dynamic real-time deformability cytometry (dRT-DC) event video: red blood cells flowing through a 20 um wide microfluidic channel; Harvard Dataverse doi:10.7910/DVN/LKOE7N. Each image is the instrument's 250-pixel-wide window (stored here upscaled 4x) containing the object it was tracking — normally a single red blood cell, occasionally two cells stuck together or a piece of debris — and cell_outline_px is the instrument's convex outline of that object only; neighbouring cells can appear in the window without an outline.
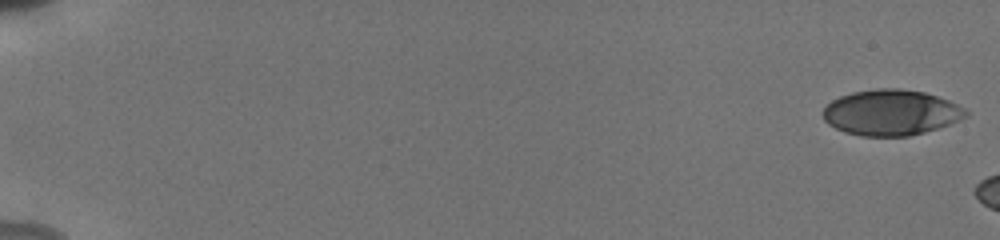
{"species": "human", "species_latin": "Homo sapiens", "temperature_condition": "cold", "stored_images_in_passage": 8, "camera_frame_rate_fps": 3000, "um_per_image_px": 0.085, "donor": {"sex": "male"}, "frame": {"image": 1, "passage_image": 1, "time_ms": 0.0, "image_size_px": [1000, 240], "cell_outline_px": [[968, 116], [960, 120], [924, 132], [908, 136], [860, 136], [844, 132], [828, 124], [824, 120], [824, 108], [832, 100], [840, 96], [852, 92], [876, 88], [900, 88], [924, 92], [948, 100], [964, 108], [968, 112]], "centroid_in_image_um": [75.72, 9.56], "position_along_channel_um": 9.3, "area_um2": 37.92}}